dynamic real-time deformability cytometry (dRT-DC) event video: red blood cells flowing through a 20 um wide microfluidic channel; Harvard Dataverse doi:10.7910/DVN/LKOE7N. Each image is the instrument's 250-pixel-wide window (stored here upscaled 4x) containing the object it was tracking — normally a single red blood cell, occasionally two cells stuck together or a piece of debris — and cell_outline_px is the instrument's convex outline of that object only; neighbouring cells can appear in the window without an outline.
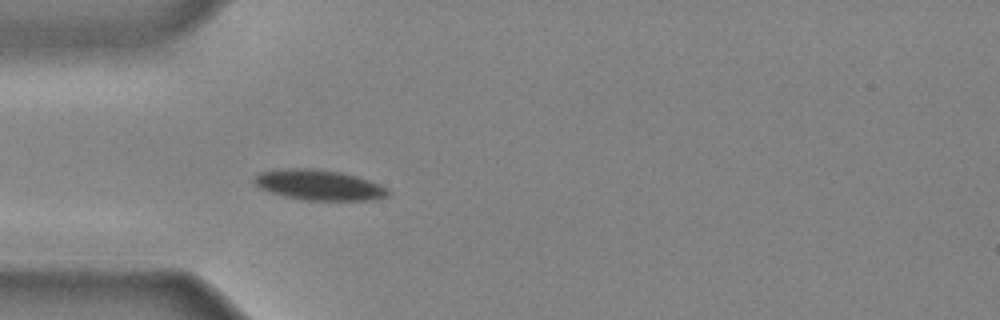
{"species": "common noctule bat (a hibernating species)", "species_latin": "Nyctalus noctula", "temperature_condition": "cold", "stored_images_in_passage": 34, "camera_frame_rate_fps": 3000, "um_per_image_px": 0.085, "animal": {"sex": "male", "body_mass_g": 20.4}, "frame": {"image": 1, "passage_image": 4, "time_ms": 1.0, "image_size_px": [1000, 320], "cell_outline_px": [[392, 192], [388, 196], [368, 200], [300, 200], [284, 196], [260, 188], [252, 180], [260, 172], [288, 168], [304, 168], [340, 172], [356, 176], [380, 184], [388, 188]], "centroid_in_image_um": [27.14, 15.73], "position_along_channel_um": 57.9, "area_um2": 23.52}}
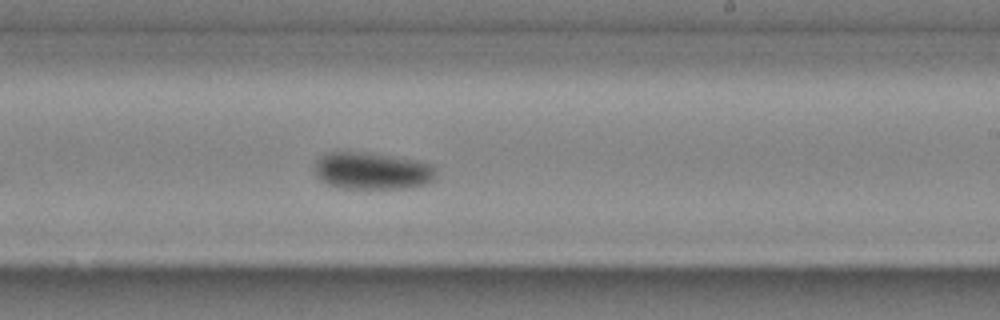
{"frame": {"image": 2, "passage_image": 18, "time_ms": 5.667, "image_size_px": [1000, 320], "cell_outline_px": [[436, 180], [428, 184], [408, 188], [336, 188], [320, 180], [316, 176], [316, 160], [320, 156], [328, 152], [352, 152], [392, 156], [420, 160], [432, 164], [436, 168]], "centroid_in_image_um": [31.69, 14.54], "position_along_channel_um": 257.3, "area_um2": 26.47}}
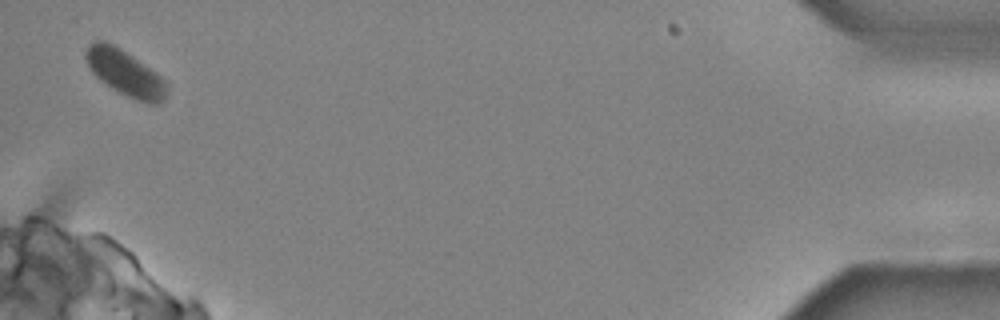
{"frame": {"image": 3, "passage_image": 34, "time_ms": 11.0, "image_size_px": [1000, 320], "cell_outline_px": [[168, 92], [164, 100], [160, 104], [148, 104], [136, 100], [112, 88], [100, 80], [92, 72], [88, 64], [88, 44], [96, 40], [104, 40], [120, 48], [160, 76], [168, 84]], "centroid_in_image_um": [10.69, 6.23], "position_along_channel_um": 424.5, "area_um2": 21.15}}